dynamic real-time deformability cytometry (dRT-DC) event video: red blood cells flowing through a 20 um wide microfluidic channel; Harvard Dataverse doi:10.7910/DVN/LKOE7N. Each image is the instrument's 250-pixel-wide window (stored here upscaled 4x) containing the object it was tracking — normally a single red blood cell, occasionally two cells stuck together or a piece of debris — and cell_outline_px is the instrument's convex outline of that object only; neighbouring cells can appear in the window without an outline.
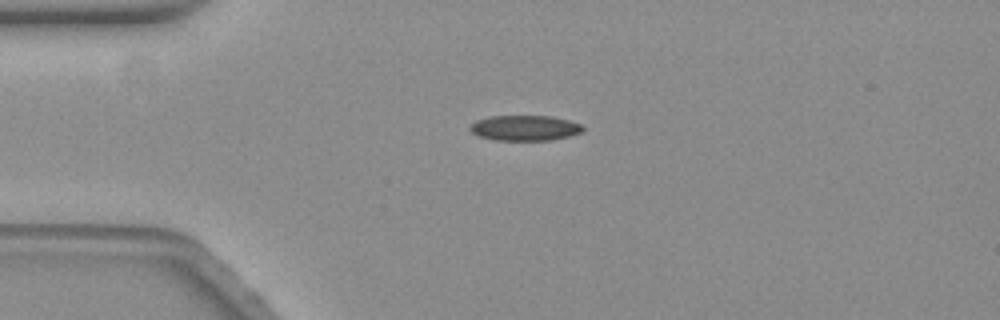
{"species": "common noctule bat (a hibernating species)", "species_latin": "Nyctalus noctula", "temperature_condition": "warm", "stored_images_in_passage": 25, "camera_frame_rate_fps": 3000, "um_per_image_px": 0.085, "animal": {"sex": "female", "body_mass_g": 19.3, "forearm_length_mm": 54.1}, "frame": {"image": 1, "passage_image": 1, "time_ms": 0.0, "image_size_px": [1000, 320], "cell_outline_px": [[584, 128], [580, 132], [568, 136], [548, 140], [496, 140], [480, 136], [472, 132], [468, 128], [476, 120], [488, 116], [552, 116], [568, 120], [580, 124]], "centroid_in_image_um": [44.58, 10.87], "position_along_channel_um": 40.4, "area_um2": 16.47}}
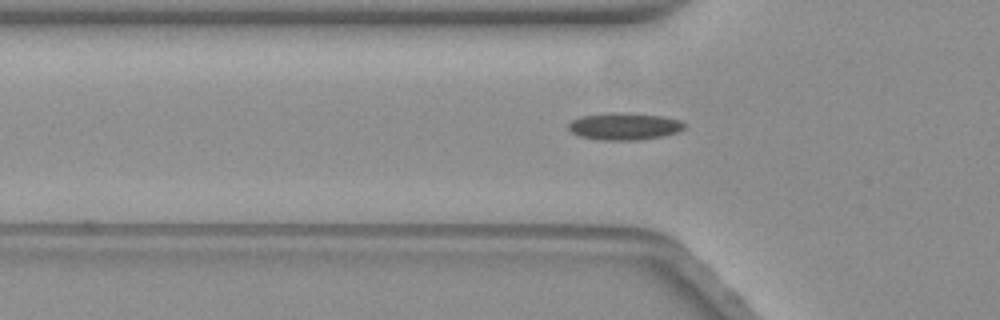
{"frame": {"image": 2, "passage_image": 6, "time_ms": 1.667, "image_size_px": [1000, 320], "cell_outline_px": [[688, 124], [684, 128], [676, 132], [664, 136], [640, 140], [600, 140], [580, 136], [572, 132], [568, 128], [568, 124], [572, 120], [584, 116], [620, 112], [660, 116], [680, 120]], "centroid_in_image_um": [53.1, 10.75], "position_along_channel_um": 72.7, "area_um2": 18.15}}
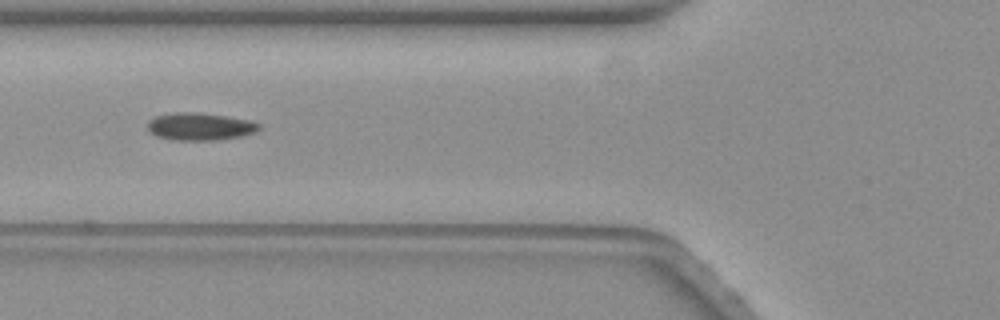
{"frame": {"image": 3, "passage_image": 9, "time_ms": 2.667, "image_size_px": [1000, 320], "cell_outline_px": [[260, 128], [256, 132], [240, 136], [216, 140], [172, 140], [156, 136], [148, 132], [148, 120], [156, 116], [172, 112], [196, 112], [224, 116], [248, 120], [260, 124]], "centroid_in_image_um": [16.94, 10.76], "position_along_channel_um": 108.9, "area_um2": 17.86}}